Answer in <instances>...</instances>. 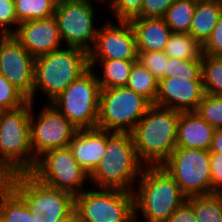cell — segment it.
Segmentation results:
<instances>
[{"instance_id":"1","label":"cell","mask_w":222,"mask_h":222,"mask_svg":"<svg viewBox=\"0 0 222 222\" xmlns=\"http://www.w3.org/2000/svg\"><path fill=\"white\" fill-rule=\"evenodd\" d=\"M180 111L152 104L131 132L145 166H161L176 148Z\"/></svg>"},{"instance_id":"2","label":"cell","mask_w":222,"mask_h":222,"mask_svg":"<svg viewBox=\"0 0 222 222\" xmlns=\"http://www.w3.org/2000/svg\"><path fill=\"white\" fill-rule=\"evenodd\" d=\"M136 184L132 191L134 214H142V220L165 222L187 200L162 166H145Z\"/></svg>"},{"instance_id":"3","label":"cell","mask_w":222,"mask_h":222,"mask_svg":"<svg viewBox=\"0 0 222 222\" xmlns=\"http://www.w3.org/2000/svg\"><path fill=\"white\" fill-rule=\"evenodd\" d=\"M144 167L138 158L131 133L114 132L107 139L103 158L89 175L88 184L94 188L96 186V189L132 192Z\"/></svg>"},{"instance_id":"4","label":"cell","mask_w":222,"mask_h":222,"mask_svg":"<svg viewBox=\"0 0 222 222\" xmlns=\"http://www.w3.org/2000/svg\"><path fill=\"white\" fill-rule=\"evenodd\" d=\"M31 102L0 114V179L30 172L37 161L31 146Z\"/></svg>"},{"instance_id":"5","label":"cell","mask_w":222,"mask_h":222,"mask_svg":"<svg viewBox=\"0 0 222 222\" xmlns=\"http://www.w3.org/2000/svg\"><path fill=\"white\" fill-rule=\"evenodd\" d=\"M89 68L88 52L77 47L66 46L36 57L30 102L34 103L35 96L40 90L50 103Z\"/></svg>"},{"instance_id":"6","label":"cell","mask_w":222,"mask_h":222,"mask_svg":"<svg viewBox=\"0 0 222 222\" xmlns=\"http://www.w3.org/2000/svg\"><path fill=\"white\" fill-rule=\"evenodd\" d=\"M6 183L24 200L32 217L42 214L48 222H58L75 210V196L53 188L30 172L10 175Z\"/></svg>"},{"instance_id":"7","label":"cell","mask_w":222,"mask_h":222,"mask_svg":"<svg viewBox=\"0 0 222 222\" xmlns=\"http://www.w3.org/2000/svg\"><path fill=\"white\" fill-rule=\"evenodd\" d=\"M96 73L89 68L50 102L77 129L96 127L101 92Z\"/></svg>"},{"instance_id":"8","label":"cell","mask_w":222,"mask_h":222,"mask_svg":"<svg viewBox=\"0 0 222 222\" xmlns=\"http://www.w3.org/2000/svg\"><path fill=\"white\" fill-rule=\"evenodd\" d=\"M152 104L130 88H101L96 127L131 133Z\"/></svg>"},{"instance_id":"9","label":"cell","mask_w":222,"mask_h":222,"mask_svg":"<svg viewBox=\"0 0 222 222\" xmlns=\"http://www.w3.org/2000/svg\"><path fill=\"white\" fill-rule=\"evenodd\" d=\"M79 222H127L134 215L131 191L91 188L75 196Z\"/></svg>"},{"instance_id":"10","label":"cell","mask_w":222,"mask_h":222,"mask_svg":"<svg viewBox=\"0 0 222 222\" xmlns=\"http://www.w3.org/2000/svg\"><path fill=\"white\" fill-rule=\"evenodd\" d=\"M161 166L187 197L212 194L210 150L176 147Z\"/></svg>"},{"instance_id":"11","label":"cell","mask_w":222,"mask_h":222,"mask_svg":"<svg viewBox=\"0 0 222 222\" xmlns=\"http://www.w3.org/2000/svg\"><path fill=\"white\" fill-rule=\"evenodd\" d=\"M94 2H100L95 1ZM91 0H58L54 17L63 44L89 52L95 43L98 26Z\"/></svg>"},{"instance_id":"12","label":"cell","mask_w":222,"mask_h":222,"mask_svg":"<svg viewBox=\"0 0 222 222\" xmlns=\"http://www.w3.org/2000/svg\"><path fill=\"white\" fill-rule=\"evenodd\" d=\"M30 173L39 181L76 196L84 189L89 174L77 163L69 147L45 151Z\"/></svg>"},{"instance_id":"13","label":"cell","mask_w":222,"mask_h":222,"mask_svg":"<svg viewBox=\"0 0 222 222\" xmlns=\"http://www.w3.org/2000/svg\"><path fill=\"white\" fill-rule=\"evenodd\" d=\"M31 102V146L36 158L45 151L68 147L78 129L48 103L35 116Z\"/></svg>"},{"instance_id":"14","label":"cell","mask_w":222,"mask_h":222,"mask_svg":"<svg viewBox=\"0 0 222 222\" xmlns=\"http://www.w3.org/2000/svg\"><path fill=\"white\" fill-rule=\"evenodd\" d=\"M35 58L13 37L0 36V74L32 100Z\"/></svg>"},{"instance_id":"15","label":"cell","mask_w":222,"mask_h":222,"mask_svg":"<svg viewBox=\"0 0 222 222\" xmlns=\"http://www.w3.org/2000/svg\"><path fill=\"white\" fill-rule=\"evenodd\" d=\"M103 23L97 31L89 59L137 60L136 38L129 21Z\"/></svg>"},{"instance_id":"16","label":"cell","mask_w":222,"mask_h":222,"mask_svg":"<svg viewBox=\"0 0 222 222\" xmlns=\"http://www.w3.org/2000/svg\"><path fill=\"white\" fill-rule=\"evenodd\" d=\"M204 95L202 78H162L154 105L180 112L196 111Z\"/></svg>"},{"instance_id":"17","label":"cell","mask_w":222,"mask_h":222,"mask_svg":"<svg viewBox=\"0 0 222 222\" xmlns=\"http://www.w3.org/2000/svg\"><path fill=\"white\" fill-rule=\"evenodd\" d=\"M12 35L34 58L64 47L54 16L21 22Z\"/></svg>"},{"instance_id":"18","label":"cell","mask_w":222,"mask_h":222,"mask_svg":"<svg viewBox=\"0 0 222 222\" xmlns=\"http://www.w3.org/2000/svg\"><path fill=\"white\" fill-rule=\"evenodd\" d=\"M114 132L98 127L78 129L69 148L77 163L90 175L103 158L106 141Z\"/></svg>"},{"instance_id":"19","label":"cell","mask_w":222,"mask_h":222,"mask_svg":"<svg viewBox=\"0 0 222 222\" xmlns=\"http://www.w3.org/2000/svg\"><path fill=\"white\" fill-rule=\"evenodd\" d=\"M215 130L196 111L181 112L176 147L210 150Z\"/></svg>"},{"instance_id":"20","label":"cell","mask_w":222,"mask_h":222,"mask_svg":"<svg viewBox=\"0 0 222 222\" xmlns=\"http://www.w3.org/2000/svg\"><path fill=\"white\" fill-rule=\"evenodd\" d=\"M136 38L137 51H164L172 34L163 18L135 17L129 20Z\"/></svg>"},{"instance_id":"21","label":"cell","mask_w":222,"mask_h":222,"mask_svg":"<svg viewBox=\"0 0 222 222\" xmlns=\"http://www.w3.org/2000/svg\"><path fill=\"white\" fill-rule=\"evenodd\" d=\"M0 222H48L42 214L32 217L24 200L0 179Z\"/></svg>"},{"instance_id":"22","label":"cell","mask_w":222,"mask_h":222,"mask_svg":"<svg viewBox=\"0 0 222 222\" xmlns=\"http://www.w3.org/2000/svg\"><path fill=\"white\" fill-rule=\"evenodd\" d=\"M221 13L222 5L217 0H197L189 34L203 45L211 36Z\"/></svg>"},{"instance_id":"23","label":"cell","mask_w":222,"mask_h":222,"mask_svg":"<svg viewBox=\"0 0 222 222\" xmlns=\"http://www.w3.org/2000/svg\"><path fill=\"white\" fill-rule=\"evenodd\" d=\"M135 61L137 60L89 59V67L94 69L96 65H101L102 76L96 75L101 88L124 87Z\"/></svg>"},{"instance_id":"24","label":"cell","mask_w":222,"mask_h":222,"mask_svg":"<svg viewBox=\"0 0 222 222\" xmlns=\"http://www.w3.org/2000/svg\"><path fill=\"white\" fill-rule=\"evenodd\" d=\"M126 87L146 98L151 104H155L158 80L139 61L133 63Z\"/></svg>"},{"instance_id":"25","label":"cell","mask_w":222,"mask_h":222,"mask_svg":"<svg viewBox=\"0 0 222 222\" xmlns=\"http://www.w3.org/2000/svg\"><path fill=\"white\" fill-rule=\"evenodd\" d=\"M197 0H175L163 19L174 33H189Z\"/></svg>"},{"instance_id":"26","label":"cell","mask_w":222,"mask_h":222,"mask_svg":"<svg viewBox=\"0 0 222 222\" xmlns=\"http://www.w3.org/2000/svg\"><path fill=\"white\" fill-rule=\"evenodd\" d=\"M198 222H222V197L219 193L187 197Z\"/></svg>"},{"instance_id":"27","label":"cell","mask_w":222,"mask_h":222,"mask_svg":"<svg viewBox=\"0 0 222 222\" xmlns=\"http://www.w3.org/2000/svg\"><path fill=\"white\" fill-rule=\"evenodd\" d=\"M164 52L170 58L202 59V45L189 33L172 32Z\"/></svg>"},{"instance_id":"28","label":"cell","mask_w":222,"mask_h":222,"mask_svg":"<svg viewBox=\"0 0 222 222\" xmlns=\"http://www.w3.org/2000/svg\"><path fill=\"white\" fill-rule=\"evenodd\" d=\"M58 0H14L19 23L54 16Z\"/></svg>"},{"instance_id":"29","label":"cell","mask_w":222,"mask_h":222,"mask_svg":"<svg viewBox=\"0 0 222 222\" xmlns=\"http://www.w3.org/2000/svg\"><path fill=\"white\" fill-rule=\"evenodd\" d=\"M201 76L206 94L222 96V56L202 54Z\"/></svg>"},{"instance_id":"30","label":"cell","mask_w":222,"mask_h":222,"mask_svg":"<svg viewBox=\"0 0 222 222\" xmlns=\"http://www.w3.org/2000/svg\"><path fill=\"white\" fill-rule=\"evenodd\" d=\"M202 59H179L168 57L165 78H202Z\"/></svg>"},{"instance_id":"31","label":"cell","mask_w":222,"mask_h":222,"mask_svg":"<svg viewBox=\"0 0 222 222\" xmlns=\"http://www.w3.org/2000/svg\"><path fill=\"white\" fill-rule=\"evenodd\" d=\"M196 112L215 129H222V96H203Z\"/></svg>"},{"instance_id":"32","label":"cell","mask_w":222,"mask_h":222,"mask_svg":"<svg viewBox=\"0 0 222 222\" xmlns=\"http://www.w3.org/2000/svg\"><path fill=\"white\" fill-rule=\"evenodd\" d=\"M28 102V99L0 74V109L15 110Z\"/></svg>"},{"instance_id":"33","label":"cell","mask_w":222,"mask_h":222,"mask_svg":"<svg viewBox=\"0 0 222 222\" xmlns=\"http://www.w3.org/2000/svg\"><path fill=\"white\" fill-rule=\"evenodd\" d=\"M137 61L150 70L159 81L165 78V69L168 56L164 51H137Z\"/></svg>"},{"instance_id":"34","label":"cell","mask_w":222,"mask_h":222,"mask_svg":"<svg viewBox=\"0 0 222 222\" xmlns=\"http://www.w3.org/2000/svg\"><path fill=\"white\" fill-rule=\"evenodd\" d=\"M142 3L143 0H108L106 4L116 21H129L141 12Z\"/></svg>"},{"instance_id":"35","label":"cell","mask_w":222,"mask_h":222,"mask_svg":"<svg viewBox=\"0 0 222 222\" xmlns=\"http://www.w3.org/2000/svg\"><path fill=\"white\" fill-rule=\"evenodd\" d=\"M18 25L14 0H0V36L12 35Z\"/></svg>"},{"instance_id":"36","label":"cell","mask_w":222,"mask_h":222,"mask_svg":"<svg viewBox=\"0 0 222 222\" xmlns=\"http://www.w3.org/2000/svg\"><path fill=\"white\" fill-rule=\"evenodd\" d=\"M175 0H143L141 12L136 17L163 18Z\"/></svg>"},{"instance_id":"37","label":"cell","mask_w":222,"mask_h":222,"mask_svg":"<svg viewBox=\"0 0 222 222\" xmlns=\"http://www.w3.org/2000/svg\"><path fill=\"white\" fill-rule=\"evenodd\" d=\"M202 54L222 56V13L212 30L211 36L202 45Z\"/></svg>"},{"instance_id":"38","label":"cell","mask_w":222,"mask_h":222,"mask_svg":"<svg viewBox=\"0 0 222 222\" xmlns=\"http://www.w3.org/2000/svg\"><path fill=\"white\" fill-rule=\"evenodd\" d=\"M210 172L212 193H219L222 190V154L210 153Z\"/></svg>"},{"instance_id":"39","label":"cell","mask_w":222,"mask_h":222,"mask_svg":"<svg viewBox=\"0 0 222 222\" xmlns=\"http://www.w3.org/2000/svg\"><path fill=\"white\" fill-rule=\"evenodd\" d=\"M165 222H198L193 206L186 200Z\"/></svg>"},{"instance_id":"40","label":"cell","mask_w":222,"mask_h":222,"mask_svg":"<svg viewBox=\"0 0 222 222\" xmlns=\"http://www.w3.org/2000/svg\"><path fill=\"white\" fill-rule=\"evenodd\" d=\"M210 153L222 154V129L215 130Z\"/></svg>"},{"instance_id":"41","label":"cell","mask_w":222,"mask_h":222,"mask_svg":"<svg viewBox=\"0 0 222 222\" xmlns=\"http://www.w3.org/2000/svg\"><path fill=\"white\" fill-rule=\"evenodd\" d=\"M78 219H77V216H76V213L75 211L67 218L61 220V221H58V222H77Z\"/></svg>"},{"instance_id":"42","label":"cell","mask_w":222,"mask_h":222,"mask_svg":"<svg viewBox=\"0 0 222 222\" xmlns=\"http://www.w3.org/2000/svg\"><path fill=\"white\" fill-rule=\"evenodd\" d=\"M138 216H136L135 214L127 221V222H141V221H137ZM144 222H149L147 220H144Z\"/></svg>"},{"instance_id":"43","label":"cell","mask_w":222,"mask_h":222,"mask_svg":"<svg viewBox=\"0 0 222 222\" xmlns=\"http://www.w3.org/2000/svg\"><path fill=\"white\" fill-rule=\"evenodd\" d=\"M98 1H100V3H102V4H104V3H106L108 0H98Z\"/></svg>"}]
</instances>
